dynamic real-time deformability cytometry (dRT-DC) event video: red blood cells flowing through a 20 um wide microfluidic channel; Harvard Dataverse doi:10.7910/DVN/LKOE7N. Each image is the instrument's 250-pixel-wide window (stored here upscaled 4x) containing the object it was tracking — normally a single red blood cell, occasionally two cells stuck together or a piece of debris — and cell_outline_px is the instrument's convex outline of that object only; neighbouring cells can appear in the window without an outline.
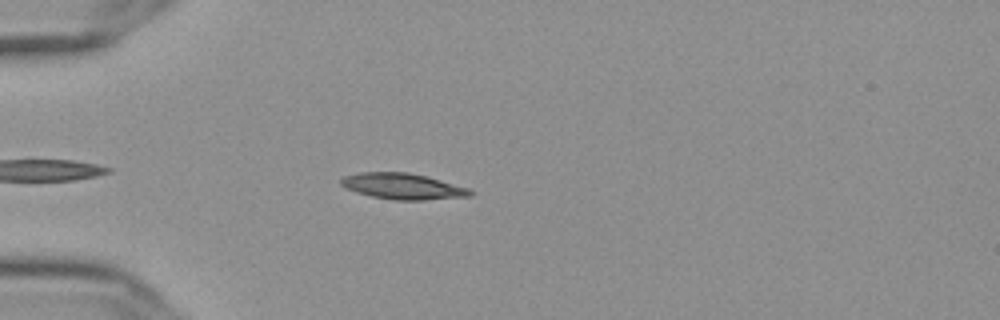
{"species": "Egyptian fruit bat (a non-hibernating species)", "species_latin": "Rousettus aegyptiacus", "temperature_condition": "cold", "stored_images_in_passage": 35, "camera_frame_rate_fps": 3000, "um_per_image_px": 0.085, "frame": {"image": 1, "passage_image": 6, "time_ms": 1.667, "image_size_px": [1000, 320], "cell_outline_px": [[476, 192], [472, 196], [424, 200], [392, 200], [372, 196], [356, 192], [344, 188], [340, 184], [340, 180], [344, 176], [360, 172], [408, 172], [440, 180], [468, 188]], "centroid_in_image_um": [34.23, 15.84], "position_along_channel_um": 50.8, "area_um2": 19.59}}
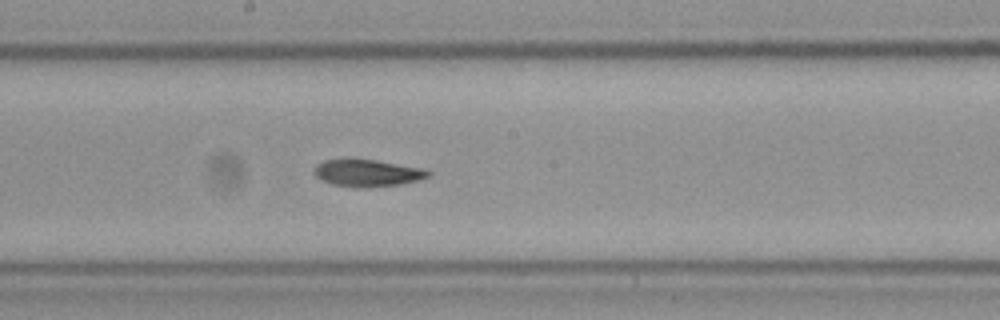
{"frame": {"image": 2, "passage_image": 21, "time_ms": 6.667, "image_size_px": [1000, 320], "cell_outline_px": [[432, 172], [428, 176], [420, 180], [400, 184], [364, 188], [356, 188], [332, 184], [320, 180], [312, 172], [316, 164], [324, 160], [376, 160], [424, 168]], "centroid_in_image_um": [31.22, 14.72], "position_along_channel_um": 217.0, "area_um2": 18.03}}
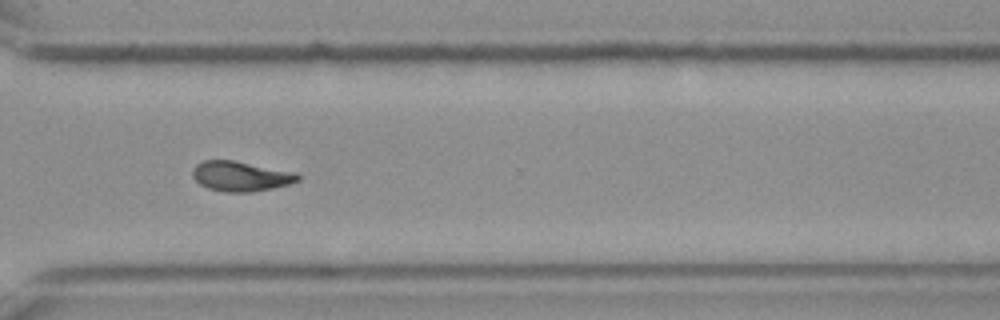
{"frame": {"image": 3, "passage_image": 32, "time_ms": 10.333, "image_size_px": [1000, 320], "cell_outline_px": [[300, 180], [288, 184], [272, 188], [252, 192], [224, 192], [208, 188], [200, 184], [192, 176], [192, 168], [196, 164], [204, 160], [232, 160], [296, 172], [300, 176]], "centroid_in_image_um": [20.44, 14.98], "position_along_channel_um": 350.2, "area_um2": 18.38}, "authors_computed_cell_mechanics": {"area_um2": 18.4382, "velocity_mm_per_s": 3.6347, "shape_relaxation_time_tau1_ms": 7.1258, "shape_relaxation_time_tau2_ms": null, "deformation_change_tau1": 0.1717, "deformation_change_tau2": null}}